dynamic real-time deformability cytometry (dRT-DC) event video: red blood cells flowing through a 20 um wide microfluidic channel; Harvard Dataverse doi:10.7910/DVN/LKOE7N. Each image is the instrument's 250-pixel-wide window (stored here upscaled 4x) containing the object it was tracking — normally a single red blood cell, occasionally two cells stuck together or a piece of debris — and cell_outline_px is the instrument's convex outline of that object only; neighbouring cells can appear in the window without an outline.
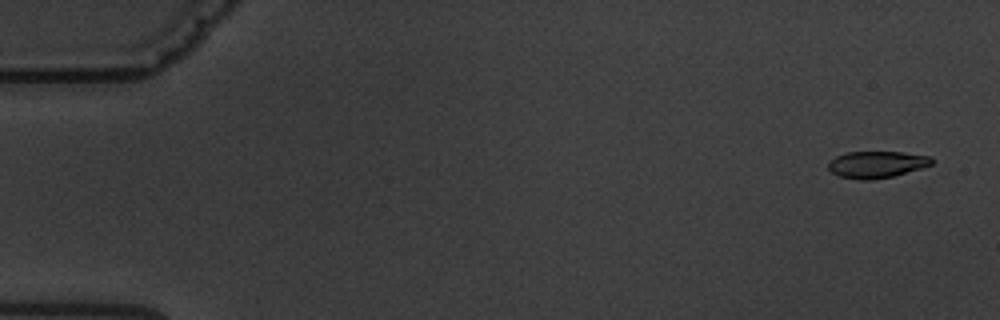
{"species": "common noctule bat (a hibernating species)", "species_latin": "Nyctalus noctula", "temperature_condition": "warm", "stored_images_in_passage": 15, "camera_frame_rate_fps": 3000, "um_per_image_px": 0.085, "animal": {"sex": "male", "body_mass_g": 19.5, "forearm_length_mm": 54.6}, "frame": {"image": 1, "passage_image": 1, "time_ms": 0.0, "image_size_px": [1000, 320], "cell_outline_px": [[936, 160], [932, 164], [920, 168], [892, 176], [872, 180], [860, 180], [840, 176], [832, 172], [828, 168], [828, 164], [836, 156], [848, 152], [904, 152], [932, 156]], "centroid_in_image_um": [74.56, 13.97], "position_along_channel_um": 10.4, "area_um2": 16.07}}
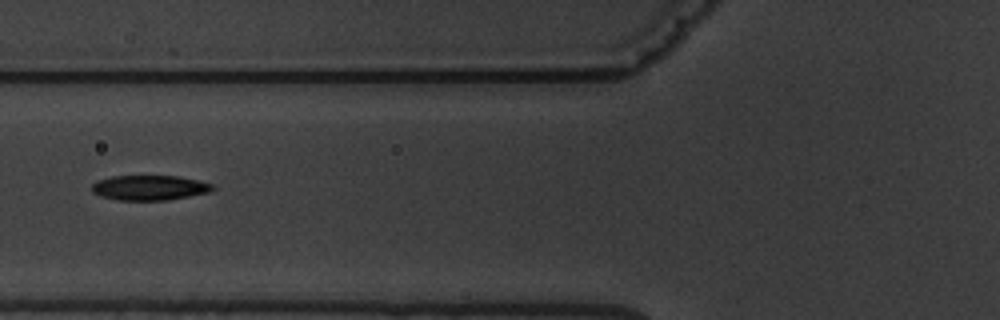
{"frame": {"image": 2, "passage_image": 5, "time_ms": 6.667, "image_size_px": [1000, 320], "cell_outline_px": [[216, 188], [212, 192], [168, 200], [116, 200], [100, 196], [92, 192], [92, 184], [96, 180], [112, 176], [180, 176], [200, 180], [216, 184]], "centroid_in_image_um": [12.77, 15.95], "position_along_channel_um": 113.0, "area_um2": 17.98}}
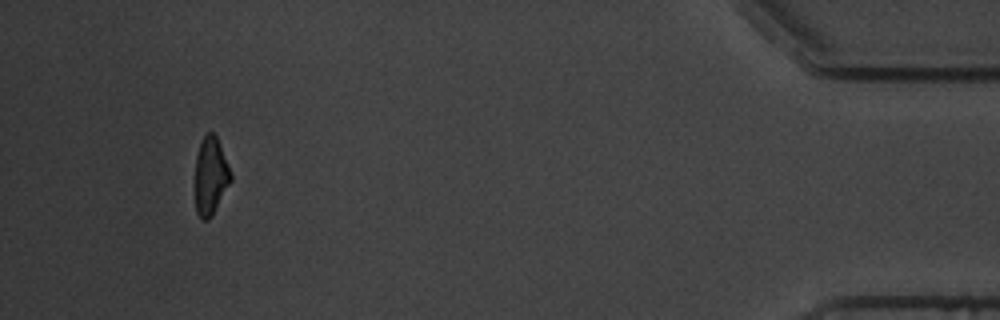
{"frame": {"image": 3, "passage_image": 13, "time_ms": 17.0, "image_size_px": [1000, 320], "cell_outline_px": [[232, 180], [212, 216], [208, 220], [200, 220], [196, 212], [196, 156], [200, 144], [204, 136], [208, 132], [212, 132], [216, 136], [232, 172]], "centroid_in_image_um": [17.92, 14.99], "position_along_channel_um": 417.3, "area_um2": 16.13}, "authors_computed_cell_mechanics": {"area_um2": 17.8602, "velocity_mm_per_s": 3.6004, "shape_relaxation_time_tau1_ms": 9.5147, "shape_relaxation_time_tau2_ms": 5.6971, "deformation_change_tau1": 0.2729, "deformation_change_tau2": 0.1185}}